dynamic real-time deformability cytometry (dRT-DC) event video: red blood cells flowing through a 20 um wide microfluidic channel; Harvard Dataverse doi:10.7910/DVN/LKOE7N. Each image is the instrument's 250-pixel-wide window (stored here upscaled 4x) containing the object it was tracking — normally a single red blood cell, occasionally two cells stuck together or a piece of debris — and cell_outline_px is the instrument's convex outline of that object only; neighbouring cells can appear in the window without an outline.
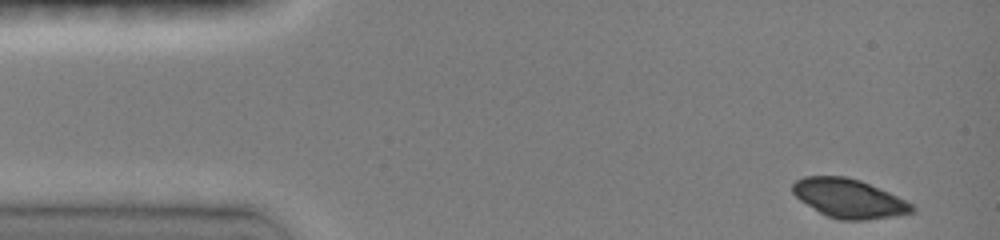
{"species": "common noctule bat (a hibernating species)", "species_latin": "Nyctalus noctula", "temperature_condition": "room temperature", "stored_images_in_passage": 9, "camera_frame_rate_fps": 3000, "um_per_image_px": 0.085, "animal": {"sex": "female", "body_mass_g": 19.0, "forearm_length_mm": 51.5}, "frame": {"image": 1, "passage_image": 1, "time_ms": 0.0, "image_size_px": [1000, 240], "cell_outline_px": [[916, 212], [896, 216], [864, 220], [840, 220], [828, 216], [820, 212], [800, 200], [792, 192], [792, 184], [796, 180], [804, 176], [844, 176], [860, 180], [880, 188], [912, 204], [916, 208]], "centroid_in_image_um": [72.17, 16.86], "position_along_channel_um": 12.8, "area_um2": 26.99}}
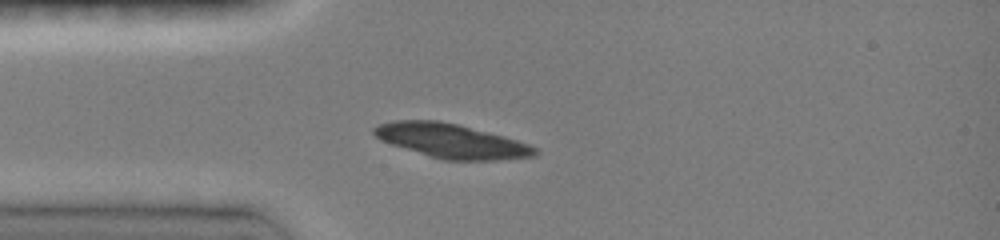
{"frame": {"image": 2, "passage_image": 8, "time_ms": 3.0, "image_size_px": [1000, 240], "cell_outline_px": [[540, 152], [536, 156], [500, 160], [444, 160], [428, 156], [380, 140], [372, 132], [372, 128], [380, 124], [392, 120], [440, 120], [504, 136], [528, 144], [536, 148]], "centroid_in_image_um": [38.36, 11.98], "position_along_channel_um": 46.6, "area_um2": 32.02}}